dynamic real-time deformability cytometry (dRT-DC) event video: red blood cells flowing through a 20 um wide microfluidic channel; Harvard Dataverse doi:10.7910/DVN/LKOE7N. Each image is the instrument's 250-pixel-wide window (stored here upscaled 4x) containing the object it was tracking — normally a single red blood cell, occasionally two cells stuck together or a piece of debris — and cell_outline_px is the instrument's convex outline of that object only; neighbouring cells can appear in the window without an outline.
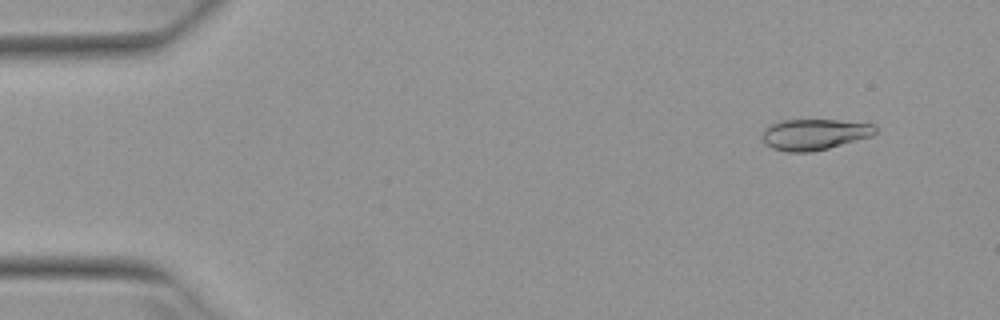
{"species": "Egyptian fruit bat (a non-hibernating species)", "species_latin": "Rousettus aegyptiacus", "temperature_condition": "warm", "stored_images_in_passage": 7, "camera_frame_rate_fps": 3000, "um_per_image_px": 0.085, "animal": {"sex": "female"}, "frame": {"image": 1, "passage_image": 2, "time_ms": 0.333, "image_size_px": [1000, 320], "cell_outline_px": [[876, 132], [872, 136], [828, 148], [812, 152], [788, 152], [772, 148], [764, 144], [760, 136], [764, 128], [768, 124], [780, 120], [836, 120], [872, 124], [876, 128]], "centroid_in_image_um": [69.14, 11.42], "position_along_channel_um": 15.9, "area_um2": 20.58}}
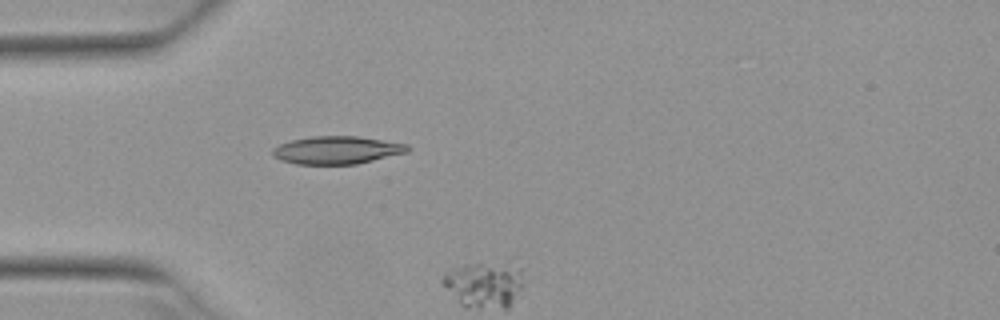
{"frame": {"image": 2, "passage_image": 5, "time_ms": 1.333, "image_size_px": [1000, 320], "cell_outline_px": [[412, 148], [408, 152], [356, 164], [296, 164], [280, 160], [272, 156], [272, 148], [280, 144], [292, 140], [312, 136], [360, 136], [408, 144]], "centroid_in_image_um": [28.65, 12.75], "position_along_channel_um": 56.4, "area_um2": 22.02}}
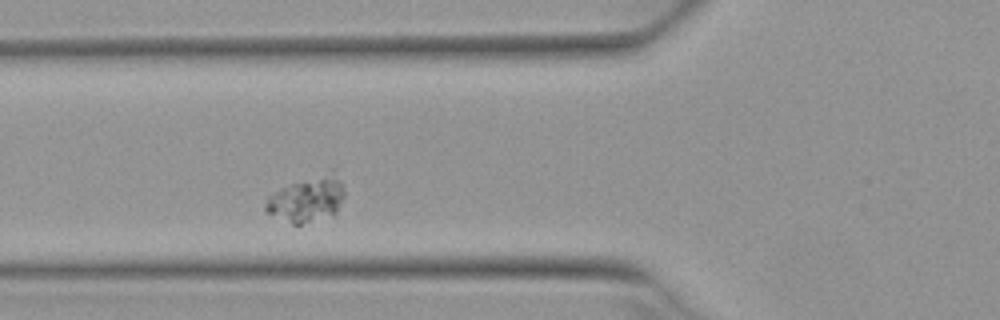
{"frame": {"image": 3, "passage_image": 7, "time_ms": 2.0, "image_size_px": [1000, 320], "cell_outline_px": [[344, 196], [336, 212], [332, 216], [300, 224], [292, 224], [268, 212], [264, 208], [264, 204], [268, 196], [272, 192], [280, 188], [292, 184], [320, 180], [340, 180], [344, 192]], "centroid_in_image_um": [25.99, 17.09], "position_along_channel_um": 99.8, "area_um2": 18.96}}